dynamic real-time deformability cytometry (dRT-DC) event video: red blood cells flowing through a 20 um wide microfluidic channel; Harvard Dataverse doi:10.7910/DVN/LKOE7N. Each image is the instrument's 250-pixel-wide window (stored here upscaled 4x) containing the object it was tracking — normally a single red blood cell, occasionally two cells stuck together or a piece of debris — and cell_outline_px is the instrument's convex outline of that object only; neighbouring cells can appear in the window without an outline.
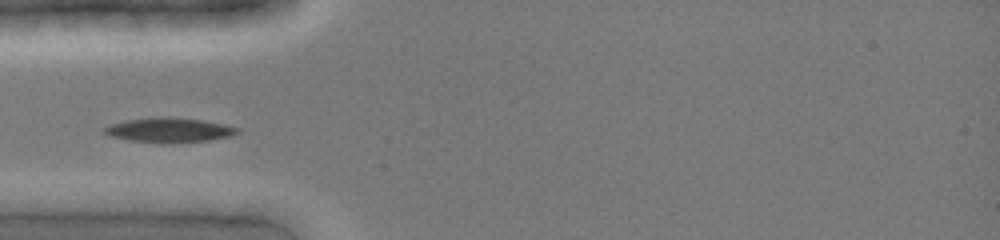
{"species": "common noctule bat (a hibernating species)", "species_latin": "Nyctalus noctula", "temperature_condition": "cold", "stored_images_in_passage": 3, "camera_frame_rate_fps": 3000, "um_per_image_px": 0.085, "animal": {"sex": "female", "body_mass_g": 19.0, "forearm_length_mm": 51.5}, "frame": {"image": 1, "passage_image": 1, "time_ms": 0.0, "image_size_px": [1000, 240], "cell_outline_px": [[240, 132], [228, 136], [208, 140], [132, 140], [112, 136], [104, 132], [104, 128], [112, 124], [124, 120], [160, 116], [168, 116], [204, 120], [224, 124], [240, 128]], "centroid_in_image_um": [14.42, 10.98], "position_along_channel_um": 70.6, "area_um2": 17.98}}